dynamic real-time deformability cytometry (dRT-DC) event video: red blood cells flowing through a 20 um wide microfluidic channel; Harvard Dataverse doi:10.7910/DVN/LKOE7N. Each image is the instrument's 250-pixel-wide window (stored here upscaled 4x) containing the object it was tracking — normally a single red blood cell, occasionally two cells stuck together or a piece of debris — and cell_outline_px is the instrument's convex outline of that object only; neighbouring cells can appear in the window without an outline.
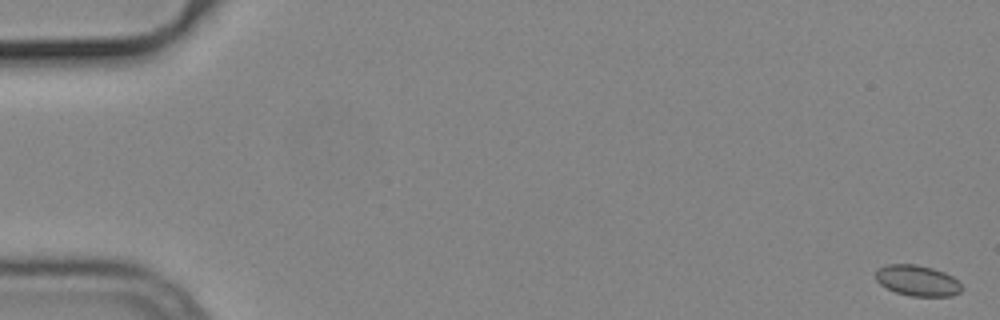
{"species": "common noctule bat (a hibernating species)", "species_latin": "Nyctalus noctula", "temperature_condition": "cold", "stored_images_in_passage": 55, "camera_frame_rate_fps": 3000, "um_per_image_px": 0.085, "animal": {"sex": "male", "body_mass_g": 19.2, "forearm_length_mm": 51.8}, "frame": {"image": 1, "passage_image": 1, "time_ms": 0.0, "image_size_px": [1000, 320], "cell_outline_px": [[964, 288], [960, 292], [952, 296], [912, 296], [896, 292], [880, 284], [876, 280], [876, 268], [888, 264], [916, 264], [932, 268], [944, 272], [952, 276]], "centroid_in_image_um": [77.98, 23.84], "position_along_channel_um": 7.0, "area_um2": 15.43}}
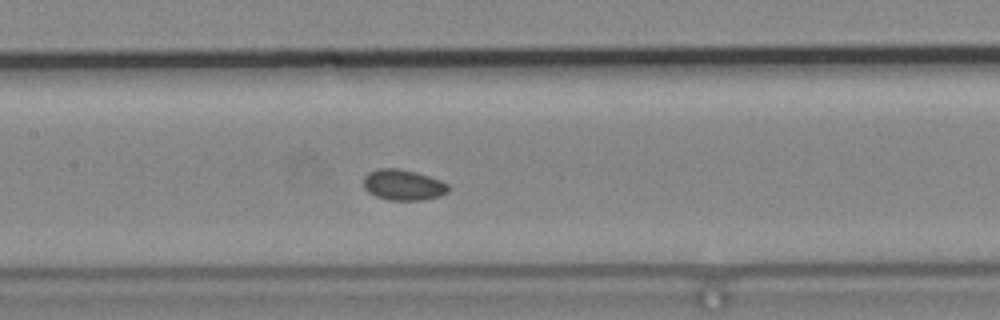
{"frame": {"image": 2, "passage_image": 27, "time_ms": 8.667, "image_size_px": [1000, 320], "cell_outline_px": [[448, 192], [440, 196], [424, 200], [388, 200], [376, 196], [368, 192], [364, 188], [364, 176], [368, 172], [380, 168], [396, 168], [416, 172], [440, 180], [448, 184]], "centroid_in_image_um": [34.26, 15.72], "position_along_channel_um": 173.1, "area_um2": 15.2}}
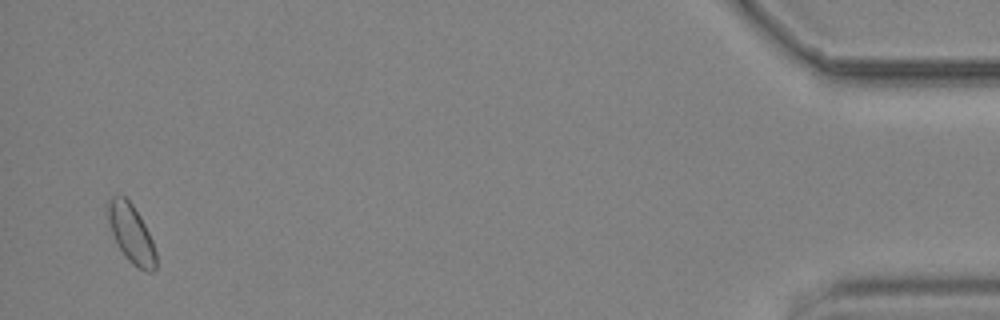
{"frame": {"image": 3, "passage_image": 54, "time_ms": 17.667, "image_size_px": [1000, 320], "cell_outline_px": [[156, 268], [152, 272], [148, 272], [132, 264], [124, 256], [112, 232], [108, 220], [104, 204], [112, 196], [124, 196], [132, 204], [140, 216], [152, 240], [156, 252]], "centroid_in_image_um": [11.13, 19.83], "position_along_channel_um": 424.1, "area_um2": 16.36}}